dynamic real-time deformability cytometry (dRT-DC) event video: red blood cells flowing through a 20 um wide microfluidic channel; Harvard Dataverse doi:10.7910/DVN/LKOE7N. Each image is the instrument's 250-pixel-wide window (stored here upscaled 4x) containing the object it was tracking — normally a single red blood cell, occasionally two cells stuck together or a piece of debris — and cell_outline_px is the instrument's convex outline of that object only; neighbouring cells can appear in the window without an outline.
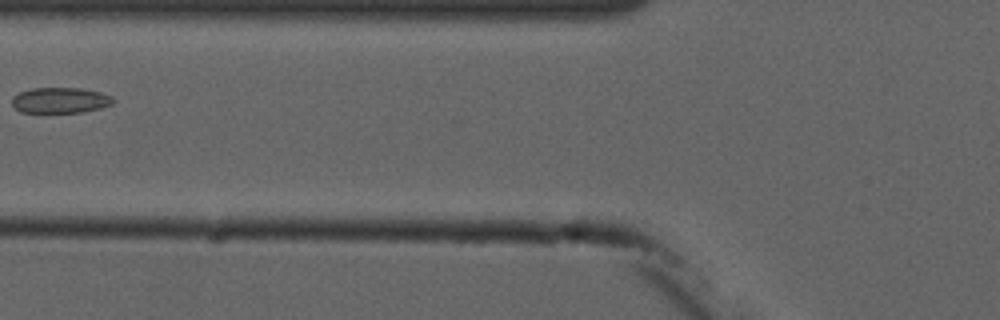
{"species": "common noctule bat (a hibernating species)", "species_latin": "Nyctalus noctula", "temperature_condition": "cold", "stored_images_in_passage": 4, "camera_frame_rate_fps": 3000, "um_per_image_px": 0.085, "animal": {"sex": "male", "forearm_length_mm": 52.5}, "frame": {"image": 1, "passage_image": 4, "time_ms": 4.333, "image_size_px": [1000, 320], "cell_outline_px": [[116, 100], [112, 104], [100, 108], [80, 112], [20, 112], [12, 104], [12, 96], [20, 92], [32, 88], [80, 88], [100, 92], [112, 96]], "centroid_in_image_um": [5.13, 8.52], "position_along_channel_um": 120.7, "area_um2": 15.09}}